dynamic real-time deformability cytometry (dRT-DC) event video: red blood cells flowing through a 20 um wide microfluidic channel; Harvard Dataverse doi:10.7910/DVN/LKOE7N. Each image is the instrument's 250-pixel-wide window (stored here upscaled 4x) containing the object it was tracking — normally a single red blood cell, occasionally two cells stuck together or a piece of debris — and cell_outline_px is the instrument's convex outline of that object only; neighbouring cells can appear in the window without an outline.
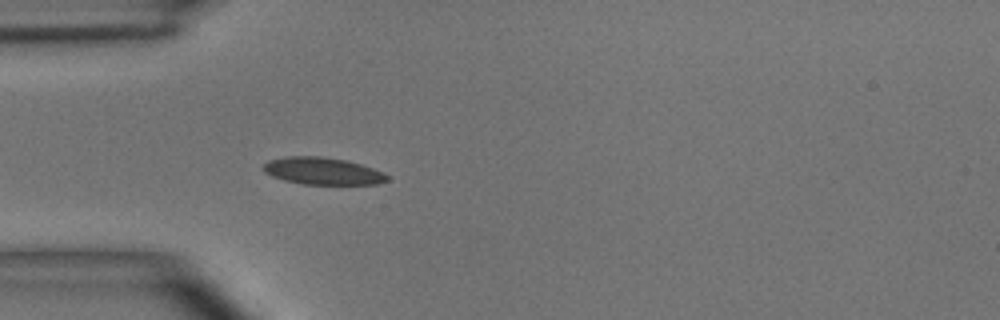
{"species": "common noctule bat (a hibernating species)", "species_latin": "Nyctalus noctula", "temperature_condition": "room temperature", "stored_images_in_passage": 1, "camera_frame_rate_fps": 3000, "um_per_image_px": 0.085, "animal": {"sex": "male", "body_mass_g": 15.6}, "frame": {"image": 1, "passage_image": 1, "time_ms": 0.0, "image_size_px": [1000, 320], "cell_outline_px": [[388, 180], [376, 184], [300, 184], [284, 180], [272, 176], [264, 172], [264, 164], [268, 160], [284, 156], [320, 156], [344, 160], [360, 164], [372, 168], [388, 176]], "centroid_in_image_um": [27.37, 14.53], "position_along_channel_um": 57.6, "area_um2": 19.42}}